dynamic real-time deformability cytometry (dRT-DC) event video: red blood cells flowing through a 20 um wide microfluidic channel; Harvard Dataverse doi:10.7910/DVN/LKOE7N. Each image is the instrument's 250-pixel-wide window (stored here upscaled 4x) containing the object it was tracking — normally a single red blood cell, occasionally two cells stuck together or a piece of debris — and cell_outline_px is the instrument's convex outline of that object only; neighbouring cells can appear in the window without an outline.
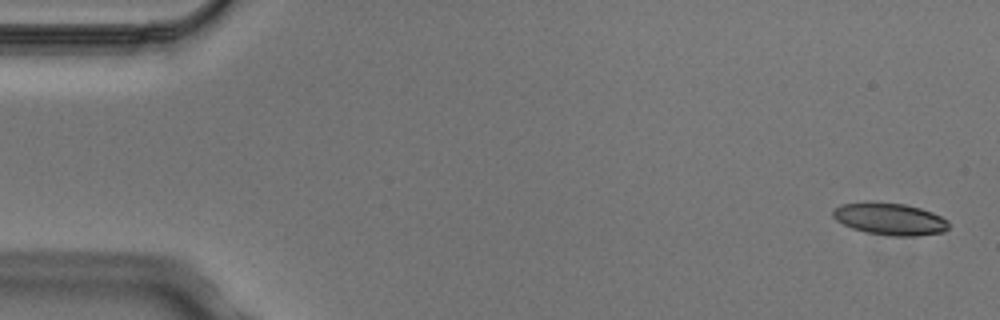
{"species": "Egyptian fruit bat (a non-hibernating species)", "species_latin": "Rousettus aegyptiacus", "temperature_condition": "cold", "stored_images_in_passage": 6, "camera_frame_rate_fps": 3000, "um_per_image_px": 0.085, "animal": {"sex": "male"}, "frame": {"image": 1, "passage_image": 1, "time_ms": 0.0, "image_size_px": [1000, 320], "cell_outline_px": [[948, 228], [944, 232], [916, 236], [892, 236], [868, 232], [852, 228], [836, 220], [832, 216], [832, 212], [840, 204], [872, 200], [904, 204], [920, 208], [932, 212], [948, 220]], "centroid_in_image_um": [75.62, 18.59], "position_along_channel_um": 9.4, "area_um2": 21.85}}
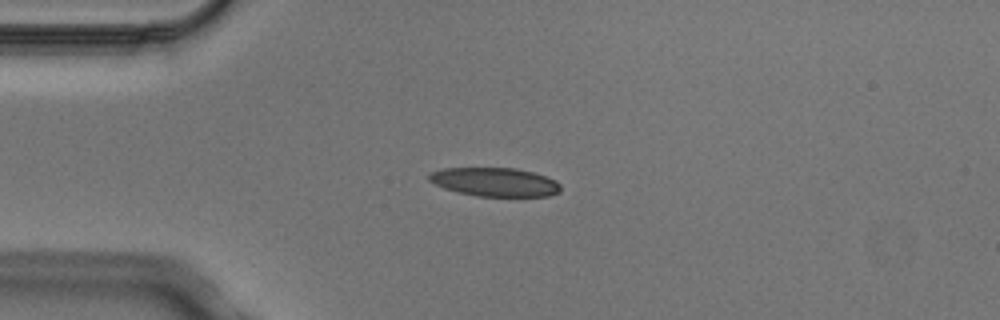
{"frame": {"image": 2, "passage_image": 4, "time_ms": 1.0, "image_size_px": [1000, 320], "cell_outline_px": [[560, 192], [548, 196], [476, 196], [444, 188], [428, 180], [428, 176], [432, 172], [444, 168], [516, 168], [532, 172], [556, 180], [560, 184]], "centroid_in_image_um": [42.08, 15.47], "position_along_channel_um": 42.9, "area_um2": 21.85}}
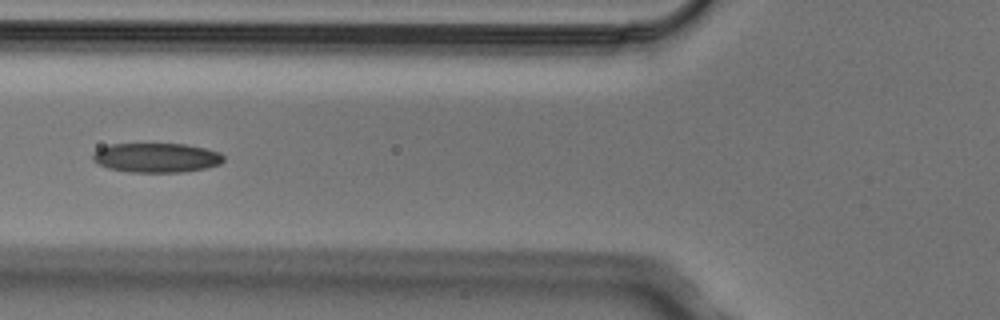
{"frame": {"image": 3, "passage_image": 6, "time_ms": 1.667, "image_size_px": [1000, 320], "cell_outline_px": [[224, 160], [220, 164], [204, 168], [180, 172], [128, 172], [108, 168], [92, 160], [92, 152], [100, 148], [112, 144], [184, 144], [204, 148], [220, 152], [224, 156]], "centroid_in_image_um": [13.28, 13.4], "position_along_channel_um": 112.5, "area_um2": 22.37}}